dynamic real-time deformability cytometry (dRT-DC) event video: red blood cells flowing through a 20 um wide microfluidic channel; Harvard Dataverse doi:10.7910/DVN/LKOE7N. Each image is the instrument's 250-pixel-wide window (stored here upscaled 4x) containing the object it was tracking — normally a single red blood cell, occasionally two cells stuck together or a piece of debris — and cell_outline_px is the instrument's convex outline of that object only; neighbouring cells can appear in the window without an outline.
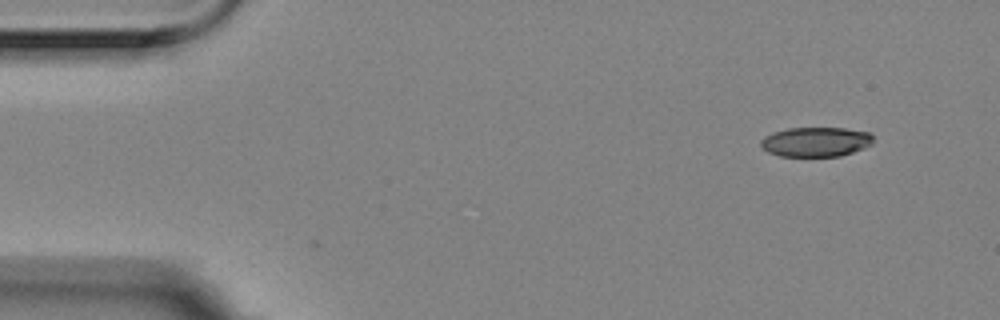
{"species": "Egyptian fruit bat (a non-hibernating species)", "species_latin": "Rousettus aegyptiacus", "temperature_condition": "room temperature", "stored_images_in_passage": 2, "camera_frame_rate_fps": 3000, "um_per_image_px": 0.085, "animal": {"sex": "female"}, "frame": {"image": 1, "passage_image": 2, "time_ms": 0.333, "image_size_px": [1000, 320], "cell_outline_px": [[872, 144], [864, 148], [840, 156], [780, 156], [768, 152], [760, 144], [760, 140], [764, 136], [772, 132], [788, 128], [844, 128], [868, 132], [872, 136]], "centroid_in_image_um": [69.32, 12.05], "position_along_channel_um": 15.7, "area_um2": 19.36}}